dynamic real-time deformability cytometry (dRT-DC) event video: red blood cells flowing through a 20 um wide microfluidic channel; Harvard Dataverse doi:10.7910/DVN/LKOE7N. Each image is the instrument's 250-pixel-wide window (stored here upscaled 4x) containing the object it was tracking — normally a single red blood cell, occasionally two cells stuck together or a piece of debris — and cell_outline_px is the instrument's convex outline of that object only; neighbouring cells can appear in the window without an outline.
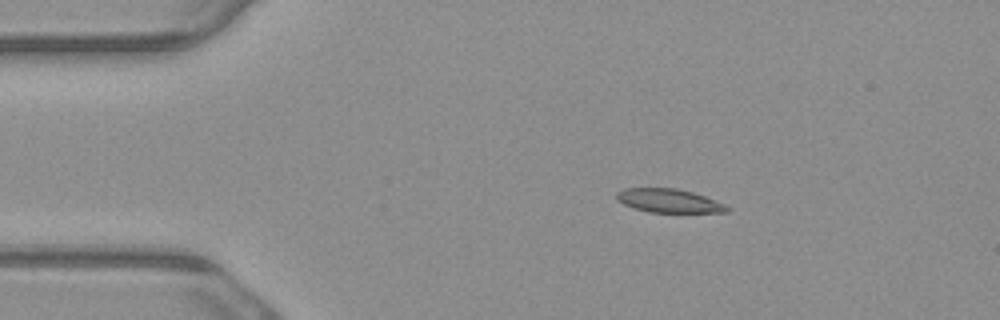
{"species": "common noctule bat (a hibernating species)", "species_latin": "Nyctalus noctula", "temperature_condition": "warm", "stored_images_in_passage": 6, "camera_frame_rate_fps": 3000, "um_per_image_px": 0.085, "animal": {"sex": "male", "body_mass_g": 23.1, "forearm_length_mm": 52.7}, "frame": {"image": 1, "passage_image": 3, "time_ms": 0.667, "image_size_px": [1000, 320], "cell_outline_px": [[728, 212], [648, 212], [624, 204], [616, 200], [616, 192], [624, 188], [676, 188], [692, 192], [704, 196], [724, 204], [728, 208]], "centroid_in_image_um": [56.8, 17.05], "position_along_channel_um": 28.2, "area_um2": 15.03}}
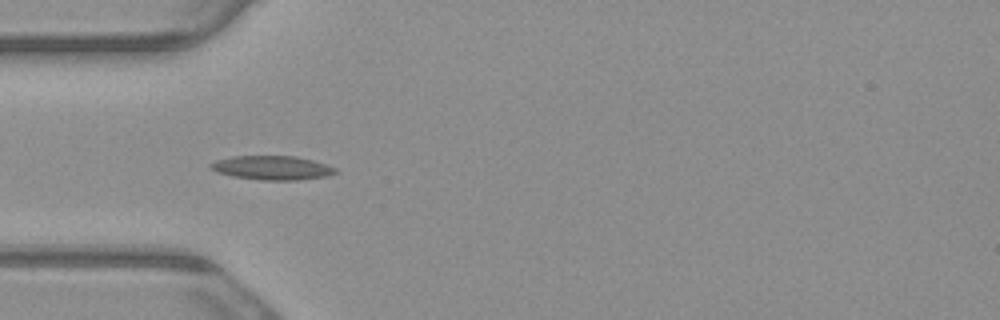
{"frame": {"image": 2, "passage_image": 5, "time_ms": 1.333, "image_size_px": [1000, 320], "cell_outline_px": [[340, 172], [328, 176], [300, 180], [260, 180], [232, 176], [216, 172], [208, 168], [208, 164], [216, 160], [232, 156], [296, 156], [328, 164], [336, 168]], "centroid_in_image_um": [23.14, 14.26], "position_along_channel_um": 61.9, "area_um2": 17.8}}
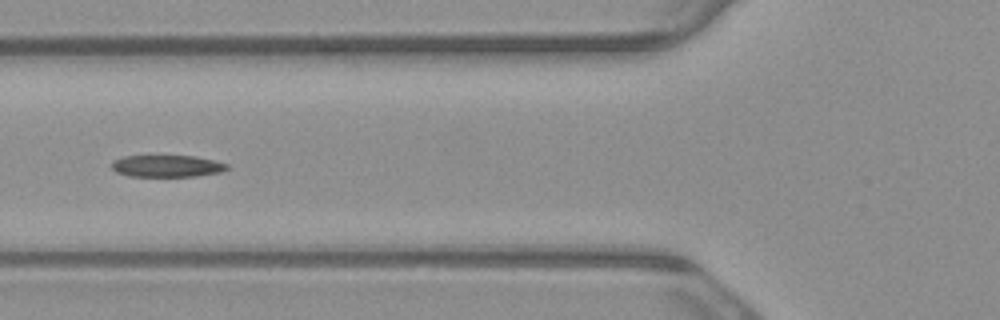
{"frame": {"image": 3, "passage_image": 6, "time_ms": 1.667, "image_size_px": [1000, 320], "cell_outline_px": [[228, 168], [220, 172], [196, 176], [128, 176], [116, 172], [112, 168], [112, 160], [124, 156], [196, 156], [228, 164]], "centroid_in_image_um": [14.16, 14.11], "position_along_channel_um": 111.6, "area_um2": 14.62}}